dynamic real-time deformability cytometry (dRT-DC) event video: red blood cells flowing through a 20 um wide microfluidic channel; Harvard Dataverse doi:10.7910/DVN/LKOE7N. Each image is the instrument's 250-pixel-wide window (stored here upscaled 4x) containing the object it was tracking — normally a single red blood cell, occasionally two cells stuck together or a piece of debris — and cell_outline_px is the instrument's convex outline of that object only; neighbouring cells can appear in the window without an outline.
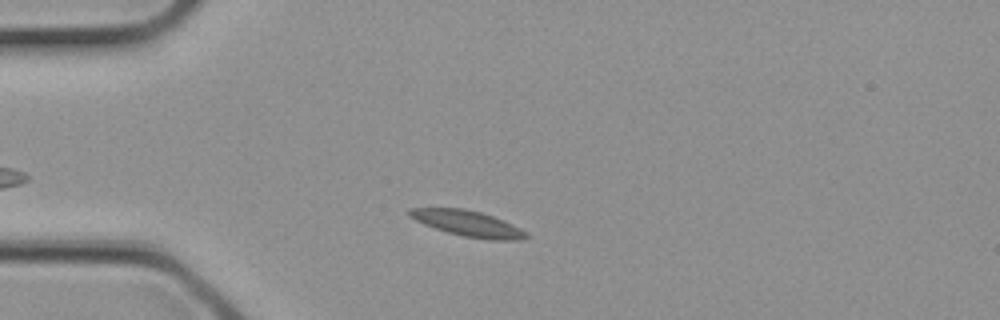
{"species": "common noctule bat (a hibernating species)", "species_latin": "Nyctalus noctula", "temperature_condition": "cold", "stored_images_in_passage": 19, "camera_frame_rate_fps": 3000, "um_per_image_px": 0.085, "animal": {"sex": "female", "body_mass_g": 21.9}, "frame": {"image": 1, "passage_image": 4, "time_ms": 1.0, "image_size_px": [1000, 320], "cell_outline_px": [[528, 236], [524, 240], [488, 240], [464, 236], [448, 232], [424, 224], [408, 216], [408, 208], [464, 208], [480, 212], [504, 220], [528, 232]], "centroid_in_image_um": [39.8, 19.0], "position_along_channel_um": 45.2, "area_um2": 17.51}}
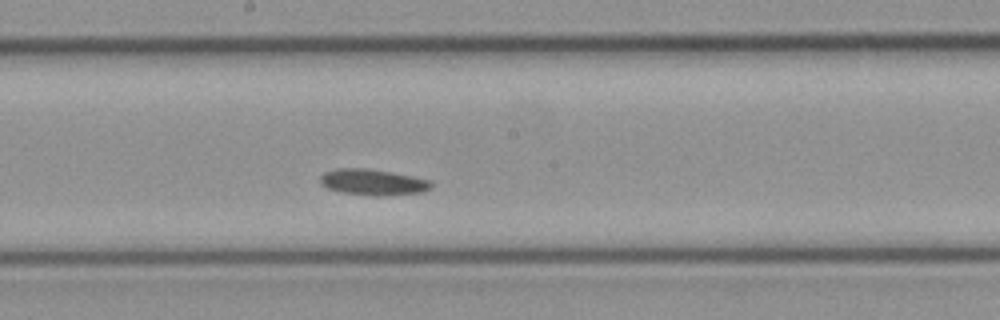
{"frame": {"image": 2, "passage_image": 13, "time_ms": 4.0, "image_size_px": [1000, 320], "cell_outline_px": [[432, 188], [424, 192], [380, 196], [340, 192], [328, 188], [320, 184], [320, 176], [324, 172], [336, 168], [368, 168], [412, 176], [432, 180]], "centroid_in_image_um": [31.71, 15.48], "position_along_channel_um": 216.5, "area_um2": 16.94}}
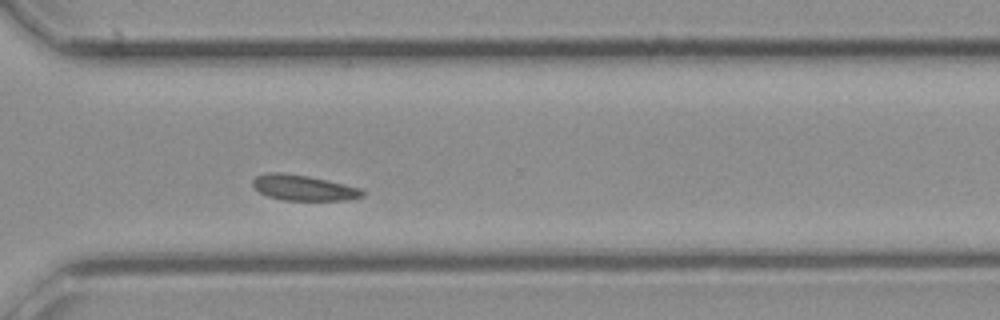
{"frame": {"image": 3, "passage_image": 19, "time_ms": 6.0, "image_size_px": [1000, 320], "cell_outline_px": [[364, 196], [348, 200], [284, 200], [268, 196], [260, 192], [252, 184], [252, 180], [256, 176], [268, 172], [280, 172], [308, 176], [364, 188]], "centroid_in_image_um": [25.84, 15.96], "position_along_channel_um": 344.8, "area_um2": 16.36}}